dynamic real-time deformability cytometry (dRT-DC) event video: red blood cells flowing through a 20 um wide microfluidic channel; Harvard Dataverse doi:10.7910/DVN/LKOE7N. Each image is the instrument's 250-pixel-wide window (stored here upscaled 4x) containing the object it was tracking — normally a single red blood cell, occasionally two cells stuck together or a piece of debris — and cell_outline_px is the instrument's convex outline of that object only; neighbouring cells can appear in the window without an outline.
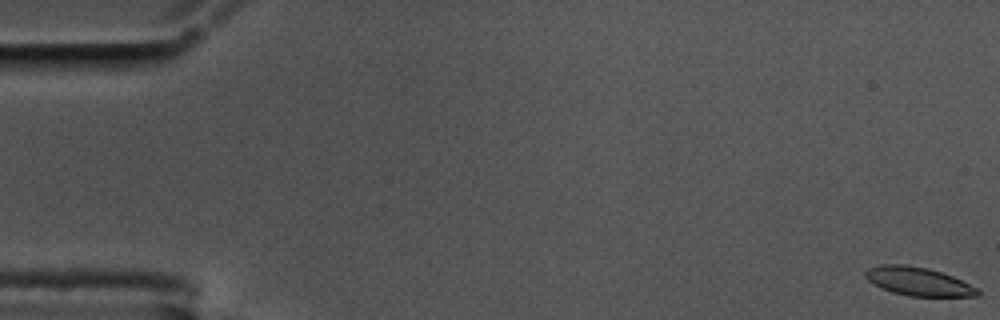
{"species": "common noctule bat (a hibernating species)", "species_latin": "Nyctalus noctula", "temperature_condition": "cold", "stored_images_in_passage": 59, "camera_frame_rate_fps": 3000, "um_per_image_px": 0.085, "animal": {"sex": "male", "body_mass_g": 17.5, "forearm_length_mm": 52.3}, "frame": {"image": 1, "passage_image": 1, "time_ms": 0.0, "image_size_px": [1000, 320], "cell_outline_px": [[980, 296], [908, 296], [892, 292], [868, 280], [864, 276], [864, 272], [868, 268], [884, 264], [900, 264], [928, 268], [952, 276], [976, 288], [980, 292]], "centroid_in_image_um": [78.04, 23.92], "position_along_channel_um": 7.0, "area_um2": 18.26}}
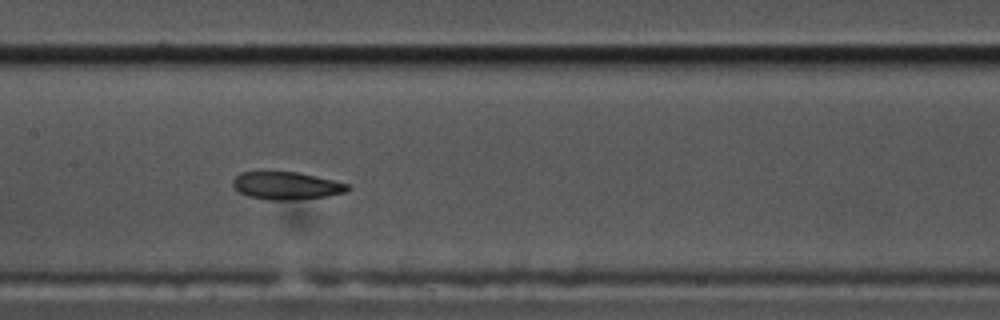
{"frame": {"image": 2, "passage_image": 29, "time_ms": 9.333, "image_size_px": [1000, 320], "cell_outline_px": [[352, 188], [344, 192], [328, 196], [292, 200], [272, 200], [248, 196], [240, 192], [232, 184], [232, 180], [240, 172], [300, 172], [348, 184]], "centroid_in_image_um": [24.35, 15.78], "position_along_channel_um": 183.0, "area_um2": 18.38}}
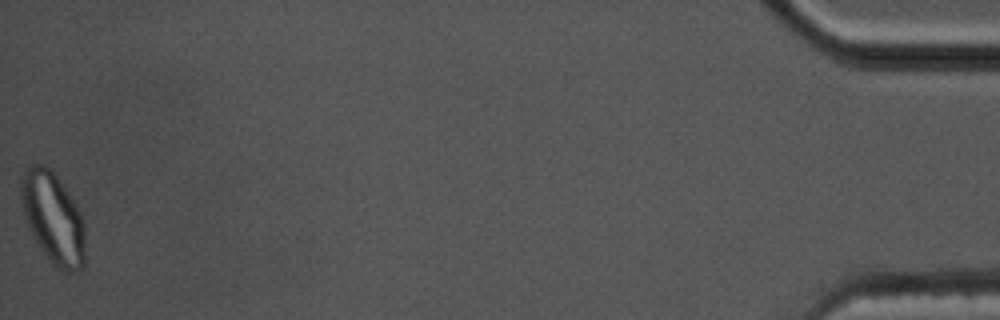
{"frame": {"image": 3, "passage_image": 59, "time_ms": 19.333, "image_size_px": [1000, 320], "cell_outline_px": [[84, 268], [80, 272], [68, 272], [52, 264], [40, 248], [32, 236], [24, 216], [20, 196], [20, 180], [24, 168], [32, 164], [44, 164], [56, 176], [68, 192], [76, 204], [80, 212], [84, 224]], "centroid_in_image_um": [4.49, 18.53], "position_along_channel_um": 430.7, "area_um2": 34.28}, "authors_computed_cell_mechanics": {"area_um2": 19.4786, "velocity_mm_per_s": 3.4581, "shape_relaxation_time_tau1_ms": null, "shape_relaxation_time_tau2_ms": 3.7109, "deformation_change_tau1": null, "deformation_change_tau2": 0.0943}}